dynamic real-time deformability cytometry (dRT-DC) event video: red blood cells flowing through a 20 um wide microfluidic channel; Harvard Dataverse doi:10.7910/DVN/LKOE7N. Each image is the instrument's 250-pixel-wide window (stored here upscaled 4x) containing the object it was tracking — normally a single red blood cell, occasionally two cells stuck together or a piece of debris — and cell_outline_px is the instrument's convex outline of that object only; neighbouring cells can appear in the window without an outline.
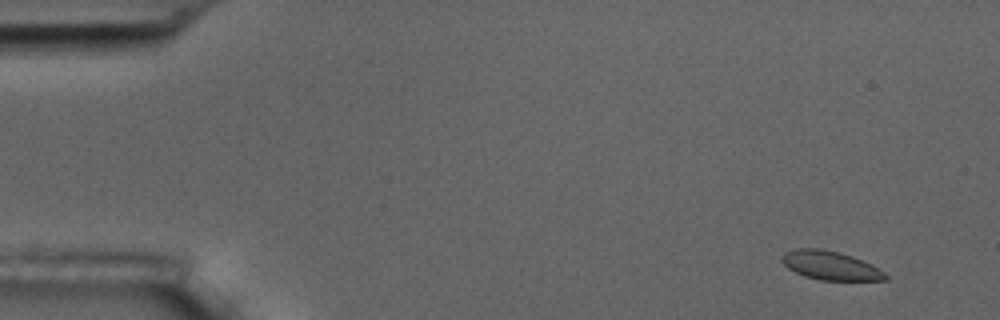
{"species": "common noctule bat (a hibernating species)", "species_latin": "Nyctalus noctula", "temperature_condition": "room temperature", "stored_images_in_passage": 9, "camera_frame_rate_fps": 3000, "um_per_image_px": 0.085, "animal": {"sex": "male", "body_mass_g": 17.5, "forearm_length_mm": 52.3}, "frame": {"image": 1, "passage_image": 2, "time_ms": 1.0, "image_size_px": [1000, 320], "cell_outline_px": [[888, 280], [820, 280], [804, 276], [788, 268], [780, 260], [780, 256], [784, 252], [796, 248], [820, 248], [840, 252], [852, 256], [872, 264], [884, 272], [888, 276]], "centroid_in_image_um": [70.56, 22.55], "position_along_channel_um": 14.4, "area_um2": 17.51}}
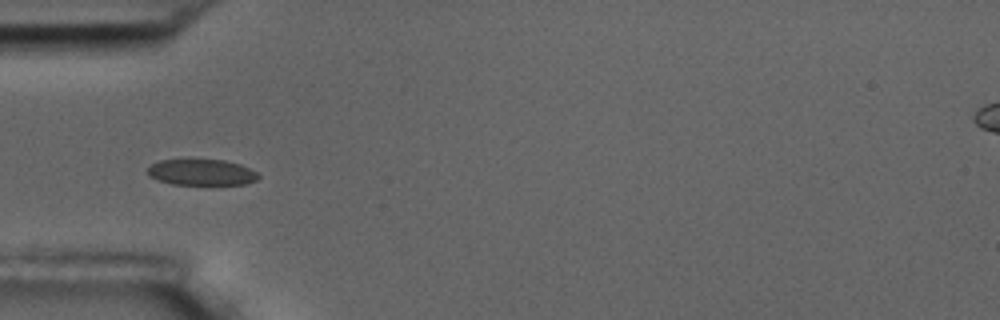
{"frame": {"image": 2, "passage_image": 6, "time_ms": 5.667, "image_size_px": [1000, 320], "cell_outline_px": [[260, 176], [256, 180], [244, 184], [172, 184], [148, 176], [148, 168], [152, 164], [160, 160], [224, 160], [240, 164], [256, 172]], "centroid_in_image_um": [17.13, 14.64], "position_along_channel_um": 67.9, "area_um2": 16.53}}
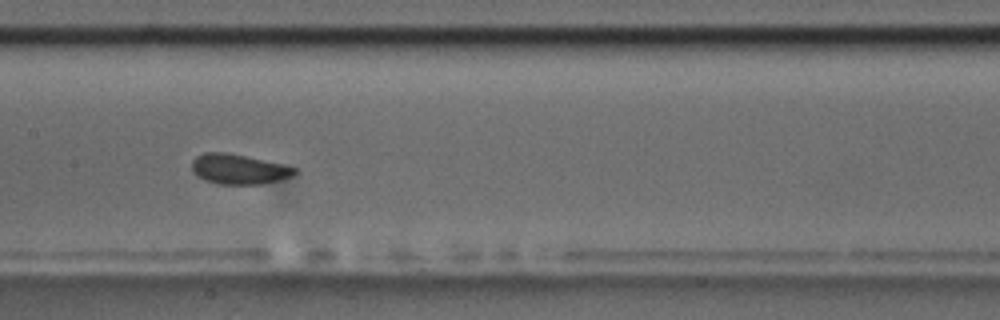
{"frame": {"image": 3, "passage_image": 9, "time_ms": 9.0, "image_size_px": [1000, 320], "cell_outline_px": [[296, 172], [292, 176], [280, 180], [260, 184], [220, 184], [204, 180], [196, 176], [192, 172], [192, 160], [196, 156], [204, 152], [224, 152], [284, 164], [296, 168]], "centroid_in_image_um": [20.26, 14.38], "position_along_channel_um": 187.1, "area_um2": 17.98}}